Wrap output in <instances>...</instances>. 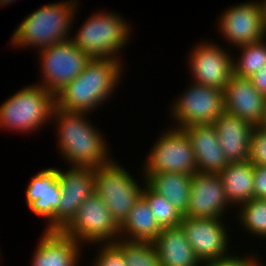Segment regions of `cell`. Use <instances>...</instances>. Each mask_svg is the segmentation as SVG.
<instances>
[{"instance_id": "1", "label": "cell", "mask_w": 266, "mask_h": 266, "mask_svg": "<svg viewBox=\"0 0 266 266\" xmlns=\"http://www.w3.org/2000/svg\"><path fill=\"white\" fill-rule=\"evenodd\" d=\"M87 113L65 111L55 106L52 119L57 121L58 145L62 157L68 160L72 167L98 168L111 160L108 159L105 139L99 130L87 121Z\"/></svg>"}, {"instance_id": "2", "label": "cell", "mask_w": 266, "mask_h": 266, "mask_svg": "<svg viewBox=\"0 0 266 266\" xmlns=\"http://www.w3.org/2000/svg\"><path fill=\"white\" fill-rule=\"evenodd\" d=\"M121 70L119 59L92 58L84 70L55 95L56 107L65 111H94L112 95L121 79Z\"/></svg>"}, {"instance_id": "3", "label": "cell", "mask_w": 266, "mask_h": 266, "mask_svg": "<svg viewBox=\"0 0 266 266\" xmlns=\"http://www.w3.org/2000/svg\"><path fill=\"white\" fill-rule=\"evenodd\" d=\"M73 2L49 3L30 13L12 35L13 47L40 46L41 50L70 39L69 25L77 9V2Z\"/></svg>"}, {"instance_id": "4", "label": "cell", "mask_w": 266, "mask_h": 266, "mask_svg": "<svg viewBox=\"0 0 266 266\" xmlns=\"http://www.w3.org/2000/svg\"><path fill=\"white\" fill-rule=\"evenodd\" d=\"M55 106V95L46 88L39 84L28 86L0 106V127L33 132L52 118Z\"/></svg>"}, {"instance_id": "5", "label": "cell", "mask_w": 266, "mask_h": 266, "mask_svg": "<svg viewBox=\"0 0 266 266\" xmlns=\"http://www.w3.org/2000/svg\"><path fill=\"white\" fill-rule=\"evenodd\" d=\"M115 13L92 14L81 27L72 43L91 58L116 59L129 40L130 27ZM117 53V54H116Z\"/></svg>"}, {"instance_id": "6", "label": "cell", "mask_w": 266, "mask_h": 266, "mask_svg": "<svg viewBox=\"0 0 266 266\" xmlns=\"http://www.w3.org/2000/svg\"><path fill=\"white\" fill-rule=\"evenodd\" d=\"M94 175V193L102 199L120 226L135 203L142 197L144 187L141 188L129 172L112 160L94 168Z\"/></svg>"}, {"instance_id": "7", "label": "cell", "mask_w": 266, "mask_h": 266, "mask_svg": "<svg viewBox=\"0 0 266 266\" xmlns=\"http://www.w3.org/2000/svg\"><path fill=\"white\" fill-rule=\"evenodd\" d=\"M41 71L44 80L41 85L53 95L74 80L92 59L77 48L70 39L39 50Z\"/></svg>"}, {"instance_id": "8", "label": "cell", "mask_w": 266, "mask_h": 266, "mask_svg": "<svg viewBox=\"0 0 266 266\" xmlns=\"http://www.w3.org/2000/svg\"><path fill=\"white\" fill-rule=\"evenodd\" d=\"M158 139L145 163L144 177L151 173L195 174L198 172L191 141L183 129L167 130Z\"/></svg>"}, {"instance_id": "9", "label": "cell", "mask_w": 266, "mask_h": 266, "mask_svg": "<svg viewBox=\"0 0 266 266\" xmlns=\"http://www.w3.org/2000/svg\"><path fill=\"white\" fill-rule=\"evenodd\" d=\"M63 232L79 244L83 241L105 244L118 240L116 237H120V226L102 199L93 193L79 206L76 217Z\"/></svg>"}, {"instance_id": "10", "label": "cell", "mask_w": 266, "mask_h": 266, "mask_svg": "<svg viewBox=\"0 0 266 266\" xmlns=\"http://www.w3.org/2000/svg\"><path fill=\"white\" fill-rule=\"evenodd\" d=\"M225 112L224 90L192 83L173 104L172 115L178 123L176 128L191 125H213Z\"/></svg>"}, {"instance_id": "11", "label": "cell", "mask_w": 266, "mask_h": 266, "mask_svg": "<svg viewBox=\"0 0 266 266\" xmlns=\"http://www.w3.org/2000/svg\"><path fill=\"white\" fill-rule=\"evenodd\" d=\"M219 24L224 38L237 47L266 37V21L259 2H245L229 8L223 13Z\"/></svg>"}, {"instance_id": "12", "label": "cell", "mask_w": 266, "mask_h": 266, "mask_svg": "<svg viewBox=\"0 0 266 266\" xmlns=\"http://www.w3.org/2000/svg\"><path fill=\"white\" fill-rule=\"evenodd\" d=\"M180 226L192 250L203 265L206 262L219 260L229 255L227 253V244L229 243L227 238L229 237L221 218L183 217Z\"/></svg>"}, {"instance_id": "13", "label": "cell", "mask_w": 266, "mask_h": 266, "mask_svg": "<svg viewBox=\"0 0 266 266\" xmlns=\"http://www.w3.org/2000/svg\"><path fill=\"white\" fill-rule=\"evenodd\" d=\"M61 201L55 215V231H63L76 217L79 206L94 193V168L58 169Z\"/></svg>"}, {"instance_id": "14", "label": "cell", "mask_w": 266, "mask_h": 266, "mask_svg": "<svg viewBox=\"0 0 266 266\" xmlns=\"http://www.w3.org/2000/svg\"><path fill=\"white\" fill-rule=\"evenodd\" d=\"M190 71L193 82L221 90L233 74V58L222 47L211 43H200L195 46L191 55Z\"/></svg>"}, {"instance_id": "15", "label": "cell", "mask_w": 266, "mask_h": 266, "mask_svg": "<svg viewBox=\"0 0 266 266\" xmlns=\"http://www.w3.org/2000/svg\"><path fill=\"white\" fill-rule=\"evenodd\" d=\"M228 205L230 204L218 174L199 172L193 174L189 206L183 217L221 218Z\"/></svg>"}, {"instance_id": "16", "label": "cell", "mask_w": 266, "mask_h": 266, "mask_svg": "<svg viewBox=\"0 0 266 266\" xmlns=\"http://www.w3.org/2000/svg\"><path fill=\"white\" fill-rule=\"evenodd\" d=\"M225 112L259 127L265 115L266 98L251 80L232 74L224 89Z\"/></svg>"}, {"instance_id": "17", "label": "cell", "mask_w": 266, "mask_h": 266, "mask_svg": "<svg viewBox=\"0 0 266 266\" xmlns=\"http://www.w3.org/2000/svg\"><path fill=\"white\" fill-rule=\"evenodd\" d=\"M61 201L58 169L48 168L34 175L26 190V203L36 216L48 219L47 231H55V215Z\"/></svg>"}, {"instance_id": "18", "label": "cell", "mask_w": 266, "mask_h": 266, "mask_svg": "<svg viewBox=\"0 0 266 266\" xmlns=\"http://www.w3.org/2000/svg\"><path fill=\"white\" fill-rule=\"evenodd\" d=\"M189 137L199 173L218 174L228 166L214 125L182 128Z\"/></svg>"}, {"instance_id": "19", "label": "cell", "mask_w": 266, "mask_h": 266, "mask_svg": "<svg viewBox=\"0 0 266 266\" xmlns=\"http://www.w3.org/2000/svg\"><path fill=\"white\" fill-rule=\"evenodd\" d=\"M213 125L228 163L247 161L255 126L227 112L219 116Z\"/></svg>"}, {"instance_id": "20", "label": "cell", "mask_w": 266, "mask_h": 266, "mask_svg": "<svg viewBox=\"0 0 266 266\" xmlns=\"http://www.w3.org/2000/svg\"><path fill=\"white\" fill-rule=\"evenodd\" d=\"M44 231L31 265L77 266L80 258L79 243L63 231Z\"/></svg>"}, {"instance_id": "21", "label": "cell", "mask_w": 266, "mask_h": 266, "mask_svg": "<svg viewBox=\"0 0 266 266\" xmlns=\"http://www.w3.org/2000/svg\"><path fill=\"white\" fill-rule=\"evenodd\" d=\"M161 266H200L181 226L162 228L152 241Z\"/></svg>"}, {"instance_id": "22", "label": "cell", "mask_w": 266, "mask_h": 266, "mask_svg": "<svg viewBox=\"0 0 266 266\" xmlns=\"http://www.w3.org/2000/svg\"><path fill=\"white\" fill-rule=\"evenodd\" d=\"M192 176L173 172L151 173L145 177L144 183L165 197L184 216L189 206Z\"/></svg>"}, {"instance_id": "23", "label": "cell", "mask_w": 266, "mask_h": 266, "mask_svg": "<svg viewBox=\"0 0 266 266\" xmlns=\"http://www.w3.org/2000/svg\"><path fill=\"white\" fill-rule=\"evenodd\" d=\"M218 175L231 206V203L237 206L254 198V165L249 160L229 163Z\"/></svg>"}, {"instance_id": "24", "label": "cell", "mask_w": 266, "mask_h": 266, "mask_svg": "<svg viewBox=\"0 0 266 266\" xmlns=\"http://www.w3.org/2000/svg\"><path fill=\"white\" fill-rule=\"evenodd\" d=\"M162 231L151 212L148 203L143 197L130 210L125 221L120 225V236L129 241L152 242ZM126 237H128L126 239Z\"/></svg>"}, {"instance_id": "25", "label": "cell", "mask_w": 266, "mask_h": 266, "mask_svg": "<svg viewBox=\"0 0 266 266\" xmlns=\"http://www.w3.org/2000/svg\"><path fill=\"white\" fill-rule=\"evenodd\" d=\"M265 38L258 42L239 46L242 50L238 61H233V74L239 77L250 78L259 69L266 65V42Z\"/></svg>"}, {"instance_id": "26", "label": "cell", "mask_w": 266, "mask_h": 266, "mask_svg": "<svg viewBox=\"0 0 266 266\" xmlns=\"http://www.w3.org/2000/svg\"><path fill=\"white\" fill-rule=\"evenodd\" d=\"M119 239L114 244L123 252L128 266H161L153 242Z\"/></svg>"}, {"instance_id": "27", "label": "cell", "mask_w": 266, "mask_h": 266, "mask_svg": "<svg viewBox=\"0 0 266 266\" xmlns=\"http://www.w3.org/2000/svg\"><path fill=\"white\" fill-rule=\"evenodd\" d=\"M142 191V197L149 205L156 221L161 228L180 226L183 215L165 197L152 191L147 185Z\"/></svg>"}, {"instance_id": "28", "label": "cell", "mask_w": 266, "mask_h": 266, "mask_svg": "<svg viewBox=\"0 0 266 266\" xmlns=\"http://www.w3.org/2000/svg\"><path fill=\"white\" fill-rule=\"evenodd\" d=\"M239 206L241 212L238 217L246 231L266 238V199L253 198Z\"/></svg>"}, {"instance_id": "29", "label": "cell", "mask_w": 266, "mask_h": 266, "mask_svg": "<svg viewBox=\"0 0 266 266\" xmlns=\"http://www.w3.org/2000/svg\"><path fill=\"white\" fill-rule=\"evenodd\" d=\"M248 160L253 165L266 166V130L260 126L253 130Z\"/></svg>"}, {"instance_id": "30", "label": "cell", "mask_w": 266, "mask_h": 266, "mask_svg": "<svg viewBox=\"0 0 266 266\" xmlns=\"http://www.w3.org/2000/svg\"><path fill=\"white\" fill-rule=\"evenodd\" d=\"M94 266H128L123 252L114 243H103Z\"/></svg>"}, {"instance_id": "31", "label": "cell", "mask_w": 266, "mask_h": 266, "mask_svg": "<svg viewBox=\"0 0 266 266\" xmlns=\"http://www.w3.org/2000/svg\"><path fill=\"white\" fill-rule=\"evenodd\" d=\"M255 257L247 258H239L236 256H226L225 258L209 261L204 263V266H262L259 262V259H254ZM258 261V262H257ZM203 266V265H202Z\"/></svg>"}, {"instance_id": "32", "label": "cell", "mask_w": 266, "mask_h": 266, "mask_svg": "<svg viewBox=\"0 0 266 266\" xmlns=\"http://www.w3.org/2000/svg\"><path fill=\"white\" fill-rule=\"evenodd\" d=\"M254 198L266 199V166L254 165Z\"/></svg>"}, {"instance_id": "33", "label": "cell", "mask_w": 266, "mask_h": 266, "mask_svg": "<svg viewBox=\"0 0 266 266\" xmlns=\"http://www.w3.org/2000/svg\"><path fill=\"white\" fill-rule=\"evenodd\" d=\"M249 79L253 86L266 98V65Z\"/></svg>"}, {"instance_id": "34", "label": "cell", "mask_w": 266, "mask_h": 266, "mask_svg": "<svg viewBox=\"0 0 266 266\" xmlns=\"http://www.w3.org/2000/svg\"><path fill=\"white\" fill-rule=\"evenodd\" d=\"M15 0H0V6H6L7 4H11Z\"/></svg>"}, {"instance_id": "35", "label": "cell", "mask_w": 266, "mask_h": 266, "mask_svg": "<svg viewBox=\"0 0 266 266\" xmlns=\"http://www.w3.org/2000/svg\"><path fill=\"white\" fill-rule=\"evenodd\" d=\"M262 4V9H263V12H264V18H265V21H266V0H264L263 2H260Z\"/></svg>"}, {"instance_id": "36", "label": "cell", "mask_w": 266, "mask_h": 266, "mask_svg": "<svg viewBox=\"0 0 266 266\" xmlns=\"http://www.w3.org/2000/svg\"><path fill=\"white\" fill-rule=\"evenodd\" d=\"M260 127L264 130H266V110H265V115H264V118H263V122L262 124L260 125Z\"/></svg>"}]
</instances>
